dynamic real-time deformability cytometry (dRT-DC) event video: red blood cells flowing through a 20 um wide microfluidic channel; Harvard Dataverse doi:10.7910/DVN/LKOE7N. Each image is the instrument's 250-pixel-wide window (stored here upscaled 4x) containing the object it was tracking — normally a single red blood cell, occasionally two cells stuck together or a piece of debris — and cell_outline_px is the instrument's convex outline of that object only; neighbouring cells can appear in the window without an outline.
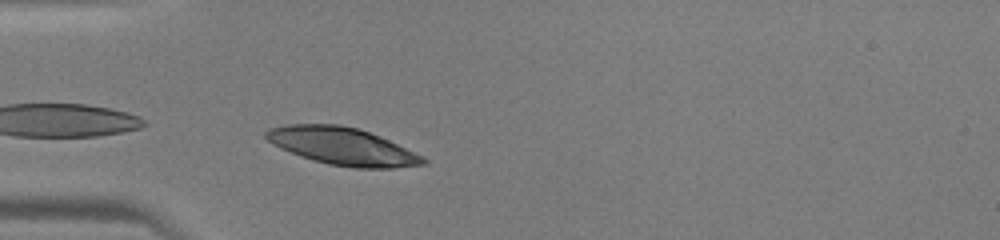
{"species": "human", "species_latin": "Homo sapiens", "temperature_condition": "warm", "stored_images_in_passage": 28, "camera_frame_rate_fps": 3000, "um_per_image_px": 0.085, "donor": {"sex": "male"}, "frame": {"image": 1, "passage_image": 2, "time_ms": 0.333, "image_size_px": [1000, 240], "cell_outline_px": [[428, 164], [392, 168], [352, 168], [328, 164], [300, 156], [280, 148], [272, 144], [264, 136], [264, 132], [268, 128], [284, 124], [340, 124], [360, 128], [388, 140], [424, 156], [428, 160]], "centroid_in_image_um": [29.09, 12.43], "position_along_channel_um": 55.9, "area_um2": 34.51}}
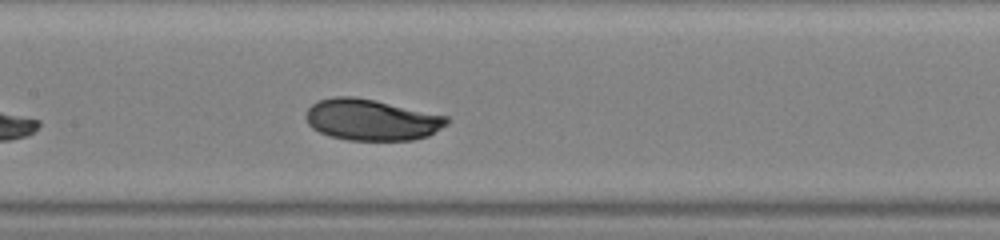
{"frame": {"image": 2, "passage_image": 11, "time_ms": 3.333, "image_size_px": [1000, 240], "cell_outline_px": [[452, 120], [448, 124], [428, 136], [412, 140], [348, 140], [332, 136], [320, 132], [312, 128], [308, 124], [304, 116], [308, 108], [316, 100], [336, 96], [352, 96], [376, 100], [448, 116]], "centroid_in_image_um": [31.58, 10.17], "position_along_channel_um": 175.8, "area_um2": 34.1}}
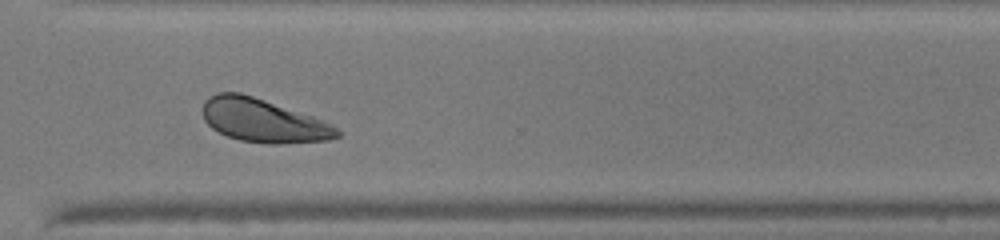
{"frame": {"image": 3, "passage_image": 23, "time_ms": 7.333, "image_size_px": [1000, 240], "cell_outline_px": [[340, 136], [328, 140], [280, 144], [268, 144], [240, 140], [228, 136], [212, 128], [204, 120], [204, 100], [208, 96], [216, 92], [240, 92], [312, 116], [332, 124], [340, 132]], "centroid_in_image_um": [22.36, 10.25], "position_along_channel_um": 348.2, "area_um2": 33.76}}